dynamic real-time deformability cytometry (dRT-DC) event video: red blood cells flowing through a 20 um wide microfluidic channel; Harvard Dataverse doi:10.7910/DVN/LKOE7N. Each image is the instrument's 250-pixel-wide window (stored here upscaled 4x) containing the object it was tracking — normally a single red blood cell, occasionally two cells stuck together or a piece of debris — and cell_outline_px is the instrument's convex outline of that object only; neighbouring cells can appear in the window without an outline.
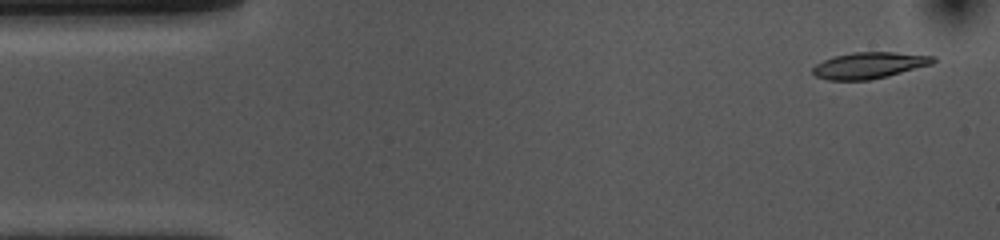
{"species": "common noctule bat (a hibernating species)", "species_latin": "Nyctalus noctula", "temperature_condition": "cold", "stored_images_in_passage": 52, "camera_frame_rate_fps": 3000, "um_per_image_px": 0.085, "animal": {"sex": "female", "body_mass_g": 10.0, "forearm_length_mm": 53.1}, "frame": {"image": 1, "passage_image": 2, "time_ms": 0.333, "image_size_px": [1000, 240], "cell_outline_px": [[936, 60], [932, 64], [888, 76], [868, 80], [828, 80], [816, 76], [812, 72], [812, 68], [816, 64], [824, 60], [836, 56], [852, 52], [892, 52], [936, 56]], "centroid_in_image_um": [73.89, 5.55], "position_along_channel_um": 11.1, "area_um2": 18.38}}
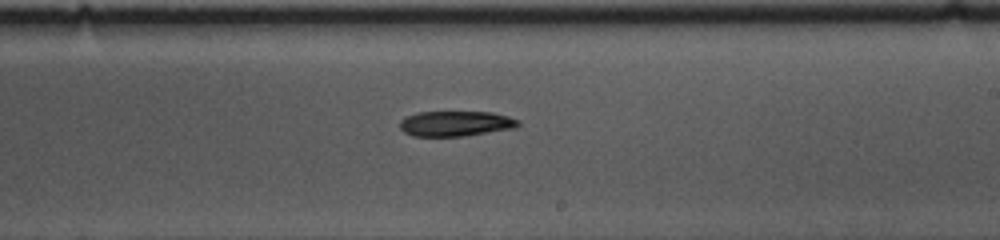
{"frame": {"image": 2, "passage_image": 29, "time_ms": 9.333, "image_size_px": [1000, 240], "cell_outline_px": [[520, 124], [516, 128], [464, 136], [412, 136], [404, 132], [400, 128], [400, 120], [404, 116], [416, 112], [492, 112], [508, 116], [520, 120]], "centroid_in_image_um": [38.72, 10.5], "position_along_channel_um": 250.3, "area_um2": 17.63}}
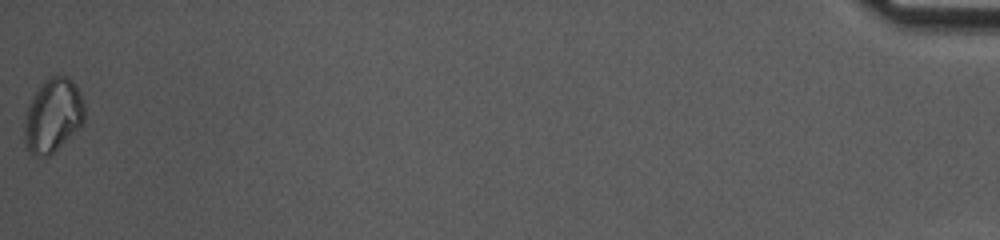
{"frame": {"image": 3, "passage_image": 52, "time_ms": 17.0, "image_size_px": [1000, 240], "cell_outline_px": [[84, 120], [80, 128], [48, 156], [36, 156], [28, 152], [24, 140], [24, 120], [28, 108], [36, 92], [44, 80], [48, 76], [68, 76], [72, 80], [80, 92], [84, 100]], "centroid_in_image_um": [4.51, 9.82], "position_along_channel_um": 430.7, "area_um2": 25.78}, "authors_computed_cell_mechanics": {"area_um2": 18.5538, "velocity_mm_per_s": 3.719, "shape_relaxation_time_tau1_ms": 4.5175, "shape_relaxation_time_tau2_ms": null, "deformation_change_tau1": 0.1055, "deformation_change_tau2": null}}